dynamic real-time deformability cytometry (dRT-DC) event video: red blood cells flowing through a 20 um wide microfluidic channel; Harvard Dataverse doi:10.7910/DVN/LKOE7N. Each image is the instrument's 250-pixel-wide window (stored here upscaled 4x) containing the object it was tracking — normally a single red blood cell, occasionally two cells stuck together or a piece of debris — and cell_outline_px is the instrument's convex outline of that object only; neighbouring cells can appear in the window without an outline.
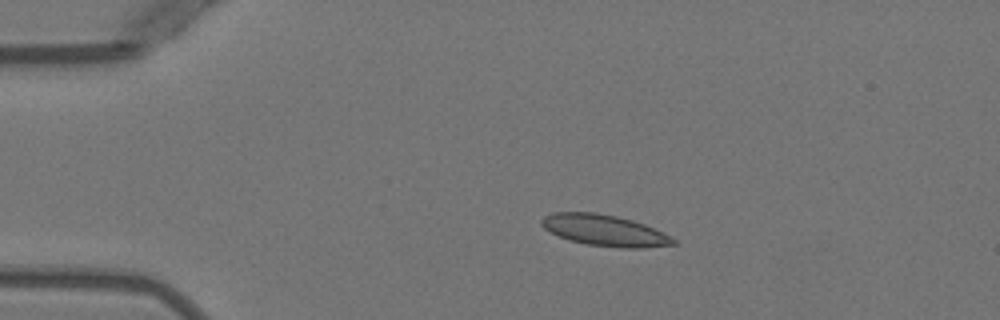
{"species": "Egyptian fruit bat (a non-hibernating species)", "species_latin": "Rousettus aegyptiacus", "temperature_condition": "warm", "stored_images_in_passage": 4, "camera_frame_rate_fps": 3000, "um_per_image_px": 0.085, "animal": {"sex": "female"}, "frame": {"image": 1, "passage_image": 3, "time_ms": 2.333, "image_size_px": [1000, 320], "cell_outline_px": [[680, 244], [644, 248], [616, 248], [588, 244], [568, 240], [544, 228], [540, 224], [540, 220], [544, 216], [552, 212], [596, 212], [616, 216], [632, 220], [644, 224], [676, 240]], "centroid_in_image_um": [51.38, 19.58], "position_along_channel_um": 33.6, "area_um2": 23.93}}